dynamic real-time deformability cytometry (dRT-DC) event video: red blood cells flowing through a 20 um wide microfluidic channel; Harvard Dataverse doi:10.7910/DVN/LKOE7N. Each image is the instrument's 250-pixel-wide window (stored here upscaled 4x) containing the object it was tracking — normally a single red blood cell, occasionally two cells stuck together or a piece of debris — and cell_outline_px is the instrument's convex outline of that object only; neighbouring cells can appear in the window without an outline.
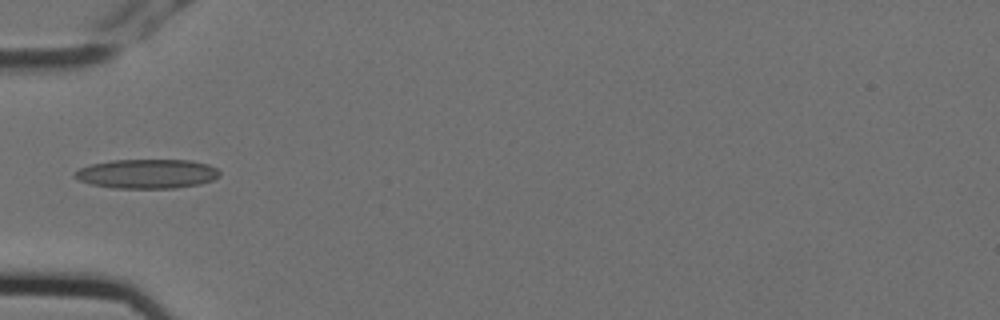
{"species": "Egyptian fruit bat (a non-hibernating species)", "species_latin": "Rousettus aegyptiacus", "temperature_condition": "cold", "stored_images_in_passage": 1, "camera_frame_rate_fps": 3000, "um_per_image_px": 0.085, "animal": {"sex": "female"}, "frame": {"image": 1, "passage_image": 1, "time_ms": 0.0, "image_size_px": [1000, 320], "cell_outline_px": [[220, 176], [212, 180], [200, 184], [176, 188], [112, 188], [92, 184], [80, 180], [72, 176], [80, 168], [92, 164], [112, 160], [192, 160], [208, 164], [216, 168], [220, 172]], "centroid_in_image_um": [12.53, 14.77], "position_along_channel_um": 72.5, "area_um2": 24.74}}